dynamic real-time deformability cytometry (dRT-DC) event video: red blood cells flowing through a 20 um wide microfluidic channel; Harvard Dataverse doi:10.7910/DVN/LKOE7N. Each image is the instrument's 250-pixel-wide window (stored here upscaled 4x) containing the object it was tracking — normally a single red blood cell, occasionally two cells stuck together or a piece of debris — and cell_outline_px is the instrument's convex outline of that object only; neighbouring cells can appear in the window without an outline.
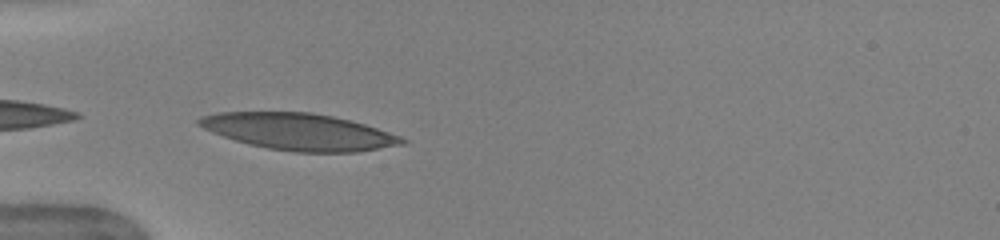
{"species": "human", "species_latin": "Homo sapiens", "temperature_condition": "warm", "stored_images_in_passage": 11, "camera_frame_rate_fps": 3000, "um_per_image_px": 0.085, "donor": {"sex": "female"}, "frame": {"image": 1, "passage_image": 1, "time_ms": 0.0, "image_size_px": [1000, 240], "cell_outline_px": [[408, 144], [356, 152], [296, 152], [268, 148], [248, 144], [212, 132], [196, 124], [196, 120], [200, 116], [220, 112], [312, 112], [332, 116], [364, 124], [400, 136], [408, 140]], "centroid_in_image_um": [25.42, 11.19], "position_along_channel_um": 59.6, "area_um2": 43.29}}
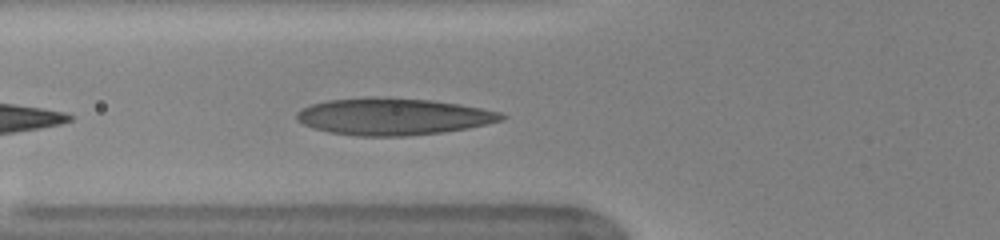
{"frame": {"image": 2, "passage_image": 4, "time_ms": 1.0, "image_size_px": [1000, 240], "cell_outline_px": [[508, 116], [504, 120], [468, 128], [440, 132], [404, 136], [356, 136], [328, 132], [304, 124], [296, 120], [296, 112], [312, 104], [328, 100], [368, 96], [372, 96], [432, 100], [460, 104], [500, 112]], "centroid_in_image_um": [33.42, 9.9], "position_along_channel_um": 92.4, "area_um2": 44.04}}